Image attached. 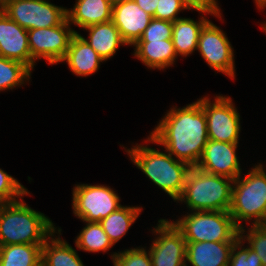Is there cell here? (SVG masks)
<instances>
[{
    "label": "cell",
    "instance_id": "1",
    "mask_svg": "<svg viewBox=\"0 0 266 266\" xmlns=\"http://www.w3.org/2000/svg\"><path fill=\"white\" fill-rule=\"evenodd\" d=\"M209 140L201 98L183 108H170L146 142L159 144L176 160L196 167Z\"/></svg>",
    "mask_w": 266,
    "mask_h": 266
},
{
    "label": "cell",
    "instance_id": "2",
    "mask_svg": "<svg viewBox=\"0 0 266 266\" xmlns=\"http://www.w3.org/2000/svg\"><path fill=\"white\" fill-rule=\"evenodd\" d=\"M57 230L45 214L29 207L23 197L0 209V246L44 244Z\"/></svg>",
    "mask_w": 266,
    "mask_h": 266
},
{
    "label": "cell",
    "instance_id": "3",
    "mask_svg": "<svg viewBox=\"0 0 266 266\" xmlns=\"http://www.w3.org/2000/svg\"><path fill=\"white\" fill-rule=\"evenodd\" d=\"M135 145L131 149L123 148L135 166L176 202L183 192L191 167L176 160L166 150L164 153L147 145Z\"/></svg>",
    "mask_w": 266,
    "mask_h": 266
},
{
    "label": "cell",
    "instance_id": "4",
    "mask_svg": "<svg viewBox=\"0 0 266 266\" xmlns=\"http://www.w3.org/2000/svg\"><path fill=\"white\" fill-rule=\"evenodd\" d=\"M234 180L191 167L185 187L177 203H185L191 211H229Z\"/></svg>",
    "mask_w": 266,
    "mask_h": 266
},
{
    "label": "cell",
    "instance_id": "5",
    "mask_svg": "<svg viewBox=\"0 0 266 266\" xmlns=\"http://www.w3.org/2000/svg\"><path fill=\"white\" fill-rule=\"evenodd\" d=\"M241 176L233 182L229 210L235 225L240 229L243 227L240 222L250 220L251 225L266 224V170L259 163Z\"/></svg>",
    "mask_w": 266,
    "mask_h": 266
},
{
    "label": "cell",
    "instance_id": "6",
    "mask_svg": "<svg viewBox=\"0 0 266 266\" xmlns=\"http://www.w3.org/2000/svg\"><path fill=\"white\" fill-rule=\"evenodd\" d=\"M192 212V213H191ZM171 221L186 242L237 241L239 228L229 211H191Z\"/></svg>",
    "mask_w": 266,
    "mask_h": 266
},
{
    "label": "cell",
    "instance_id": "7",
    "mask_svg": "<svg viewBox=\"0 0 266 266\" xmlns=\"http://www.w3.org/2000/svg\"><path fill=\"white\" fill-rule=\"evenodd\" d=\"M72 193V209L83 222H100L118 210L120 197L106 185L76 184Z\"/></svg>",
    "mask_w": 266,
    "mask_h": 266
},
{
    "label": "cell",
    "instance_id": "8",
    "mask_svg": "<svg viewBox=\"0 0 266 266\" xmlns=\"http://www.w3.org/2000/svg\"><path fill=\"white\" fill-rule=\"evenodd\" d=\"M201 107L207 119L209 140L239 143L240 115L230 97L222 94L214 98H201Z\"/></svg>",
    "mask_w": 266,
    "mask_h": 266
},
{
    "label": "cell",
    "instance_id": "9",
    "mask_svg": "<svg viewBox=\"0 0 266 266\" xmlns=\"http://www.w3.org/2000/svg\"><path fill=\"white\" fill-rule=\"evenodd\" d=\"M70 26L66 18L61 24L54 27L27 30L31 71L35 66V61L41 58L47 60L51 65L64 59L72 37L78 33Z\"/></svg>",
    "mask_w": 266,
    "mask_h": 266
},
{
    "label": "cell",
    "instance_id": "10",
    "mask_svg": "<svg viewBox=\"0 0 266 266\" xmlns=\"http://www.w3.org/2000/svg\"><path fill=\"white\" fill-rule=\"evenodd\" d=\"M66 9L49 0H13L3 11L26 30L54 27L66 18Z\"/></svg>",
    "mask_w": 266,
    "mask_h": 266
},
{
    "label": "cell",
    "instance_id": "11",
    "mask_svg": "<svg viewBox=\"0 0 266 266\" xmlns=\"http://www.w3.org/2000/svg\"><path fill=\"white\" fill-rule=\"evenodd\" d=\"M197 50L211 69L235 79L234 50L226 33L210 20L199 34Z\"/></svg>",
    "mask_w": 266,
    "mask_h": 266
},
{
    "label": "cell",
    "instance_id": "12",
    "mask_svg": "<svg viewBox=\"0 0 266 266\" xmlns=\"http://www.w3.org/2000/svg\"><path fill=\"white\" fill-rule=\"evenodd\" d=\"M152 231L157 235L149 248L152 266H186L187 242L171 220H158Z\"/></svg>",
    "mask_w": 266,
    "mask_h": 266
},
{
    "label": "cell",
    "instance_id": "13",
    "mask_svg": "<svg viewBox=\"0 0 266 266\" xmlns=\"http://www.w3.org/2000/svg\"><path fill=\"white\" fill-rule=\"evenodd\" d=\"M238 144L208 140L196 167L202 171L235 180L242 174L236 153Z\"/></svg>",
    "mask_w": 266,
    "mask_h": 266
},
{
    "label": "cell",
    "instance_id": "14",
    "mask_svg": "<svg viewBox=\"0 0 266 266\" xmlns=\"http://www.w3.org/2000/svg\"><path fill=\"white\" fill-rule=\"evenodd\" d=\"M0 56L19 61L31 70L28 32L0 11Z\"/></svg>",
    "mask_w": 266,
    "mask_h": 266
},
{
    "label": "cell",
    "instance_id": "15",
    "mask_svg": "<svg viewBox=\"0 0 266 266\" xmlns=\"http://www.w3.org/2000/svg\"><path fill=\"white\" fill-rule=\"evenodd\" d=\"M151 19L152 16L134 0L113 6L112 21L128 46H133L141 38Z\"/></svg>",
    "mask_w": 266,
    "mask_h": 266
},
{
    "label": "cell",
    "instance_id": "16",
    "mask_svg": "<svg viewBox=\"0 0 266 266\" xmlns=\"http://www.w3.org/2000/svg\"><path fill=\"white\" fill-rule=\"evenodd\" d=\"M235 242H187L186 266H228Z\"/></svg>",
    "mask_w": 266,
    "mask_h": 266
},
{
    "label": "cell",
    "instance_id": "17",
    "mask_svg": "<svg viewBox=\"0 0 266 266\" xmlns=\"http://www.w3.org/2000/svg\"><path fill=\"white\" fill-rule=\"evenodd\" d=\"M69 69L75 75L86 77L97 72L100 64L104 60L99 54L78 34L76 33L70 42L69 48L64 59Z\"/></svg>",
    "mask_w": 266,
    "mask_h": 266
},
{
    "label": "cell",
    "instance_id": "18",
    "mask_svg": "<svg viewBox=\"0 0 266 266\" xmlns=\"http://www.w3.org/2000/svg\"><path fill=\"white\" fill-rule=\"evenodd\" d=\"M113 6L109 0H76L73 9H66L70 25L84 29L112 20Z\"/></svg>",
    "mask_w": 266,
    "mask_h": 266
},
{
    "label": "cell",
    "instance_id": "19",
    "mask_svg": "<svg viewBox=\"0 0 266 266\" xmlns=\"http://www.w3.org/2000/svg\"><path fill=\"white\" fill-rule=\"evenodd\" d=\"M134 56L150 69L164 70L173 66L177 59L172 39L160 41H137Z\"/></svg>",
    "mask_w": 266,
    "mask_h": 266
},
{
    "label": "cell",
    "instance_id": "20",
    "mask_svg": "<svg viewBox=\"0 0 266 266\" xmlns=\"http://www.w3.org/2000/svg\"><path fill=\"white\" fill-rule=\"evenodd\" d=\"M88 30V39L78 33L104 60L107 61L115 55L117 49L127 45L113 21L99 23L84 28Z\"/></svg>",
    "mask_w": 266,
    "mask_h": 266
},
{
    "label": "cell",
    "instance_id": "21",
    "mask_svg": "<svg viewBox=\"0 0 266 266\" xmlns=\"http://www.w3.org/2000/svg\"><path fill=\"white\" fill-rule=\"evenodd\" d=\"M61 231L58 228L42 245L41 266H84L77 251L60 238Z\"/></svg>",
    "mask_w": 266,
    "mask_h": 266
},
{
    "label": "cell",
    "instance_id": "22",
    "mask_svg": "<svg viewBox=\"0 0 266 266\" xmlns=\"http://www.w3.org/2000/svg\"><path fill=\"white\" fill-rule=\"evenodd\" d=\"M198 20L180 18L173 22L171 39L177 56L187 57L197 50L200 31L209 19L201 15Z\"/></svg>",
    "mask_w": 266,
    "mask_h": 266
},
{
    "label": "cell",
    "instance_id": "23",
    "mask_svg": "<svg viewBox=\"0 0 266 266\" xmlns=\"http://www.w3.org/2000/svg\"><path fill=\"white\" fill-rule=\"evenodd\" d=\"M141 211L142 207L139 206H121L99 222L113 245L124 237Z\"/></svg>",
    "mask_w": 266,
    "mask_h": 266
},
{
    "label": "cell",
    "instance_id": "24",
    "mask_svg": "<svg viewBox=\"0 0 266 266\" xmlns=\"http://www.w3.org/2000/svg\"><path fill=\"white\" fill-rule=\"evenodd\" d=\"M43 244L0 246V266H41Z\"/></svg>",
    "mask_w": 266,
    "mask_h": 266
},
{
    "label": "cell",
    "instance_id": "25",
    "mask_svg": "<svg viewBox=\"0 0 266 266\" xmlns=\"http://www.w3.org/2000/svg\"><path fill=\"white\" fill-rule=\"evenodd\" d=\"M86 226L75 239V245L78 249L86 252L109 251L113 244L108 235L104 232L99 222H84Z\"/></svg>",
    "mask_w": 266,
    "mask_h": 266
},
{
    "label": "cell",
    "instance_id": "26",
    "mask_svg": "<svg viewBox=\"0 0 266 266\" xmlns=\"http://www.w3.org/2000/svg\"><path fill=\"white\" fill-rule=\"evenodd\" d=\"M31 70L23 63L0 56V92L29 82Z\"/></svg>",
    "mask_w": 266,
    "mask_h": 266
},
{
    "label": "cell",
    "instance_id": "27",
    "mask_svg": "<svg viewBox=\"0 0 266 266\" xmlns=\"http://www.w3.org/2000/svg\"><path fill=\"white\" fill-rule=\"evenodd\" d=\"M249 227L251 228H247L248 232L244 227L239 229L240 238L247 241L248 246L256 252L262 264L266 266V224H252Z\"/></svg>",
    "mask_w": 266,
    "mask_h": 266
},
{
    "label": "cell",
    "instance_id": "28",
    "mask_svg": "<svg viewBox=\"0 0 266 266\" xmlns=\"http://www.w3.org/2000/svg\"><path fill=\"white\" fill-rule=\"evenodd\" d=\"M114 266H152L149 250L144 247L125 249L111 254Z\"/></svg>",
    "mask_w": 266,
    "mask_h": 266
},
{
    "label": "cell",
    "instance_id": "29",
    "mask_svg": "<svg viewBox=\"0 0 266 266\" xmlns=\"http://www.w3.org/2000/svg\"><path fill=\"white\" fill-rule=\"evenodd\" d=\"M29 193L18 180L0 168V202H14L24 195H29Z\"/></svg>",
    "mask_w": 266,
    "mask_h": 266
},
{
    "label": "cell",
    "instance_id": "30",
    "mask_svg": "<svg viewBox=\"0 0 266 266\" xmlns=\"http://www.w3.org/2000/svg\"><path fill=\"white\" fill-rule=\"evenodd\" d=\"M244 241L239 239L234 243L228 266H264L260 257L249 246L244 247Z\"/></svg>",
    "mask_w": 266,
    "mask_h": 266
},
{
    "label": "cell",
    "instance_id": "31",
    "mask_svg": "<svg viewBox=\"0 0 266 266\" xmlns=\"http://www.w3.org/2000/svg\"><path fill=\"white\" fill-rule=\"evenodd\" d=\"M173 22L152 18L138 41H160L172 38Z\"/></svg>",
    "mask_w": 266,
    "mask_h": 266
},
{
    "label": "cell",
    "instance_id": "32",
    "mask_svg": "<svg viewBox=\"0 0 266 266\" xmlns=\"http://www.w3.org/2000/svg\"><path fill=\"white\" fill-rule=\"evenodd\" d=\"M189 10V8L180 0H158L155 14L152 18L174 22L183 18L177 15L180 11Z\"/></svg>",
    "mask_w": 266,
    "mask_h": 266
},
{
    "label": "cell",
    "instance_id": "33",
    "mask_svg": "<svg viewBox=\"0 0 266 266\" xmlns=\"http://www.w3.org/2000/svg\"><path fill=\"white\" fill-rule=\"evenodd\" d=\"M182 1L189 10L194 9L196 11H199V13L203 14H210L213 16H216L218 18L221 17V10L219 8V4L217 3V0H180Z\"/></svg>",
    "mask_w": 266,
    "mask_h": 266
},
{
    "label": "cell",
    "instance_id": "34",
    "mask_svg": "<svg viewBox=\"0 0 266 266\" xmlns=\"http://www.w3.org/2000/svg\"><path fill=\"white\" fill-rule=\"evenodd\" d=\"M139 7L152 17L155 14V10L158 4V0H134Z\"/></svg>",
    "mask_w": 266,
    "mask_h": 266
},
{
    "label": "cell",
    "instance_id": "35",
    "mask_svg": "<svg viewBox=\"0 0 266 266\" xmlns=\"http://www.w3.org/2000/svg\"><path fill=\"white\" fill-rule=\"evenodd\" d=\"M13 0H0V11H3Z\"/></svg>",
    "mask_w": 266,
    "mask_h": 266
},
{
    "label": "cell",
    "instance_id": "36",
    "mask_svg": "<svg viewBox=\"0 0 266 266\" xmlns=\"http://www.w3.org/2000/svg\"><path fill=\"white\" fill-rule=\"evenodd\" d=\"M256 3V6L259 8V9H263L266 7V0H255L254 1Z\"/></svg>",
    "mask_w": 266,
    "mask_h": 266
},
{
    "label": "cell",
    "instance_id": "37",
    "mask_svg": "<svg viewBox=\"0 0 266 266\" xmlns=\"http://www.w3.org/2000/svg\"><path fill=\"white\" fill-rule=\"evenodd\" d=\"M126 1H131V0H109V2L112 4V6H115L120 3H124Z\"/></svg>",
    "mask_w": 266,
    "mask_h": 266
}]
</instances>
